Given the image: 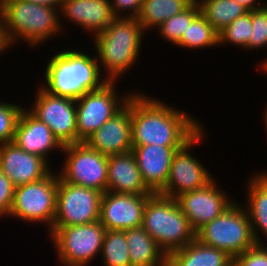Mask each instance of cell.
<instances>
[{"label": "cell", "instance_id": "1", "mask_svg": "<svg viewBox=\"0 0 267 266\" xmlns=\"http://www.w3.org/2000/svg\"><path fill=\"white\" fill-rule=\"evenodd\" d=\"M145 93L135 89L131 95L132 145L185 146L204 128L200 119L175 103Z\"/></svg>", "mask_w": 267, "mask_h": 266}, {"label": "cell", "instance_id": "2", "mask_svg": "<svg viewBox=\"0 0 267 266\" xmlns=\"http://www.w3.org/2000/svg\"><path fill=\"white\" fill-rule=\"evenodd\" d=\"M69 46L51 52L53 54L46 60L43 81L39 86L49 94L77 100L87 92L101 88L109 80L100 70L94 49L91 53L78 46Z\"/></svg>", "mask_w": 267, "mask_h": 266}, {"label": "cell", "instance_id": "3", "mask_svg": "<svg viewBox=\"0 0 267 266\" xmlns=\"http://www.w3.org/2000/svg\"><path fill=\"white\" fill-rule=\"evenodd\" d=\"M1 13L3 36L9 49L22 41L34 51L64 35L58 8L24 0H1Z\"/></svg>", "mask_w": 267, "mask_h": 266}, {"label": "cell", "instance_id": "4", "mask_svg": "<svg viewBox=\"0 0 267 266\" xmlns=\"http://www.w3.org/2000/svg\"><path fill=\"white\" fill-rule=\"evenodd\" d=\"M145 35L136 18H116L91 38L100 70L109 81H122V76L133 70L140 59Z\"/></svg>", "mask_w": 267, "mask_h": 266}, {"label": "cell", "instance_id": "5", "mask_svg": "<svg viewBox=\"0 0 267 266\" xmlns=\"http://www.w3.org/2000/svg\"><path fill=\"white\" fill-rule=\"evenodd\" d=\"M142 227L167 257L196 239V232L177 200L158 193L147 200Z\"/></svg>", "mask_w": 267, "mask_h": 266}, {"label": "cell", "instance_id": "6", "mask_svg": "<svg viewBox=\"0 0 267 266\" xmlns=\"http://www.w3.org/2000/svg\"><path fill=\"white\" fill-rule=\"evenodd\" d=\"M196 239L207 246L226 252L232 258L257 244L248 212L239 200L201 227L196 232Z\"/></svg>", "mask_w": 267, "mask_h": 266}, {"label": "cell", "instance_id": "7", "mask_svg": "<svg viewBox=\"0 0 267 266\" xmlns=\"http://www.w3.org/2000/svg\"><path fill=\"white\" fill-rule=\"evenodd\" d=\"M106 229L98 221L68 227H52L46 233L61 266H90L100 257ZM96 258V259H95Z\"/></svg>", "mask_w": 267, "mask_h": 266}, {"label": "cell", "instance_id": "8", "mask_svg": "<svg viewBox=\"0 0 267 266\" xmlns=\"http://www.w3.org/2000/svg\"><path fill=\"white\" fill-rule=\"evenodd\" d=\"M57 188L58 172L55 169L38 181L15 187L8 217H15L14 219L22 220L25 224L43 223L49 232L56 214Z\"/></svg>", "mask_w": 267, "mask_h": 266}, {"label": "cell", "instance_id": "9", "mask_svg": "<svg viewBox=\"0 0 267 266\" xmlns=\"http://www.w3.org/2000/svg\"><path fill=\"white\" fill-rule=\"evenodd\" d=\"M117 84V81H108L101 88L89 91L75 100L77 143L85 142L107 120L119 112L135 91L132 89L120 94Z\"/></svg>", "mask_w": 267, "mask_h": 266}, {"label": "cell", "instance_id": "10", "mask_svg": "<svg viewBox=\"0 0 267 266\" xmlns=\"http://www.w3.org/2000/svg\"><path fill=\"white\" fill-rule=\"evenodd\" d=\"M64 156L59 177L67 183L107 191L108 156L91 148L86 142L63 146Z\"/></svg>", "mask_w": 267, "mask_h": 266}, {"label": "cell", "instance_id": "11", "mask_svg": "<svg viewBox=\"0 0 267 266\" xmlns=\"http://www.w3.org/2000/svg\"><path fill=\"white\" fill-rule=\"evenodd\" d=\"M208 133L206 128H203L192 140L174 154L168 180L165 187L158 194L176 199L183 193L206 186L215 178L208 170V167L206 168V165L200 162L199 157L196 158L194 153L191 154L195 146H201L202 143L204 144L209 139L207 137Z\"/></svg>", "mask_w": 267, "mask_h": 266}, {"label": "cell", "instance_id": "12", "mask_svg": "<svg viewBox=\"0 0 267 266\" xmlns=\"http://www.w3.org/2000/svg\"><path fill=\"white\" fill-rule=\"evenodd\" d=\"M102 195L98 190L64 182L58 175L56 214L52 227L98 221Z\"/></svg>", "mask_w": 267, "mask_h": 266}, {"label": "cell", "instance_id": "13", "mask_svg": "<svg viewBox=\"0 0 267 266\" xmlns=\"http://www.w3.org/2000/svg\"><path fill=\"white\" fill-rule=\"evenodd\" d=\"M36 87L34 101L27 109L50 128L62 146L77 143L75 100L55 96L38 85Z\"/></svg>", "mask_w": 267, "mask_h": 266}, {"label": "cell", "instance_id": "14", "mask_svg": "<svg viewBox=\"0 0 267 266\" xmlns=\"http://www.w3.org/2000/svg\"><path fill=\"white\" fill-rule=\"evenodd\" d=\"M217 181L215 177L206 186L183 193L176 198L179 207L195 232L221 215L236 201L224 188L219 187Z\"/></svg>", "mask_w": 267, "mask_h": 266}, {"label": "cell", "instance_id": "15", "mask_svg": "<svg viewBox=\"0 0 267 266\" xmlns=\"http://www.w3.org/2000/svg\"><path fill=\"white\" fill-rule=\"evenodd\" d=\"M151 195L106 191L101 198L99 222L106 230L125 231L142 226L145 205Z\"/></svg>", "mask_w": 267, "mask_h": 266}, {"label": "cell", "instance_id": "16", "mask_svg": "<svg viewBox=\"0 0 267 266\" xmlns=\"http://www.w3.org/2000/svg\"><path fill=\"white\" fill-rule=\"evenodd\" d=\"M59 14L63 32L65 24L72 22L71 25L86 30L90 38L104 31L116 19L110 0H63Z\"/></svg>", "mask_w": 267, "mask_h": 266}, {"label": "cell", "instance_id": "17", "mask_svg": "<svg viewBox=\"0 0 267 266\" xmlns=\"http://www.w3.org/2000/svg\"><path fill=\"white\" fill-rule=\"evenodd\" d=\"M52 167L43 157L25 152L14 142L0 145V170L15 187L48 176L53 171Z\"/></svg>", "mask_w": 267, "mask_h": 266}, {"label": "cell", "instance_id": "18", "mask_svg": "<svg viewBox=\"0 0 267 266\" xmlns=\"http://www.w3.org/2000/svg\"><path fill=\"white\" fill-rule=\"evenodd\" d=\"M91 148L104 155H115L132 150L131 96L126 105L107 120L86 141Z\"/></svg>", "mask_w": 267, "mask_h": 266}, {"label": "cell", "instance_id": "19", "mask_svg": "<svg viewBox=\"0 0 267 266\" xmlns=\"http://www.w3.org/2000/svg\"><path fill=\"white\" fill-rule=\"evenodd\" d=\"M143 182L153 193L166 185L174 154L184 146L132 145Z\"/></svg>", "mask_w": 267, "mask_h": 266}, {"label": "cell", "instance_id": "20", "mask_svg": "<svg viewBox=\"0 0 267 266\" xmlns=\"http://www.w3.org/2000/svg\"><path fill=\"white\" fill-rule=\"evenodd\" d=\"M13 142L25 152L41 156L49 163L52 153L63 150L50 128L26 107L20 114Z\"/></svg>", "mask_w": 267, "mask_h": 266}, {"label": "cell", "instance_id": "21", "mask_svg": "<svg viewBox=\"0 0 267 266\" xmlns=\"http://www.w3.org/2000/svg\"><path fill=\"white\" fill-rule=\"evenodd\" d=\"M107 191L125 194H153L143 182L132 151L108 156Z\"/></svg>", "mask_w": 267, "mask_h": 266}, {"label": "cell", "instance_id": "22", "mask_svg": "<svg viewBox=\"0 0 267 266\" xmlns=\"http://www.w3.org/2000/svg\"><path fill=\"white\" fill-rule=\"evenodd\" d=\"M258 170L249 176L245 186L246 200L243 204L248 212L252 233L257 244L267 242V169ZM262 234V235H261ZM263 236V237H262ZM265 236V237H264Z\"/></svg>", "mask_w": 267, "mask_h": 266}, {"label": "cell", "instance_id": "23", "mask_svg": "<svg viewBox=\"0 0 267 266\" xmlns=\"http://www.w3.org/2000/svg\"><path fill=\"white\" fill-rule=\"evenodd\" d=\"M233 258L226 252L207 246L197 239L172 252L167 266H230Z\"/></svg>", "mask_w": 267, "mask_h": 266}, {"label": "cell", "instance_id": "24", "mask_svg": "<svg viewBox=\"0 0 267 266\" xmlns=\"http://www.w3.org/2000/svg\"><path fill=\"white\" fill-rule=\"evenodd\" d=\"M131 266H167V255L142 226L125 230Z\"/></svg>", "mask_w": 267, "mask_h": 266}, {"label": "cell", "instance_id": "25", "mask_svg": "<svg viewBox=\"0 0 267 266\" xmlns=\"http://www.w3.org/2000/svg\"><path fill=\"white\" fill-rule=\"evenodd\" d=\"M195 0H143L137 16L145 33L153 32L172 16L183 12Z\"/></svg>", "mask_w": 267, "mask_h": 266}, {"label": "cell", "instance_id": "26", "mask_svg": "<svg viewBox=\"0 0 267 266\" xmlns=\"http://www.w3.org/2000/svg\"><path fill=\"white\" fill-rule=\"evenodd\" d=\"M197 2L201 14L218 33L236 18L249 12L236 0H197Z\"/></svg>", "mask_w": 267, "mask_h": 266}, {"label": "cell", "instance_id": "27", "mask_svg": "<svg viewBox=\"0 0 267 266\" xmlns=\"http://www.w3.org/2000/svg\"><path fill=\"white\" fill-rule=\"evenodd\" d=\"M219 33L200 13L188 26L176 47L197 50L219 47Z\"/></svg>", "mask_w": 267, "mask_h": 266}, {"label": "cell", "instance_id": "28", "mask_svg": "<svg viewBox=\"0 0 267 266\" xmlns=\"http://www.w3.org/2000/svg\"><path fill=\"white\" fill-rule=\"evenodd\" d=\"M100 257L104 266H131L125 231L106 230Z\"/></svg>", "mask_w": 267, "mask_h": 266}, {"label": "cell", "instance_id": "29", "mask_svg": "<svg viewBox=\"0 0 267 266\" xmlns=\"http://www.w3.org/2000/svg\"><path fill=\"white\" fill-rule=\"evenodd\" d=\"M200 13L199 3L195 0L187 9L163 22L156 29L157 31L153 32H157L156 34H159L167 43L170 42L175 46L181 40L190 23Z\"/></svg>", "mask_w": 267, "mask_h": 266}, {"label": "cell", "instance_id": "30", "mask_svg": "<svg viewBox=\"0 0 267 266\" xmlns=\"http://www.w3.org/2000/svg\"><path fill=\"white\" fill-rule=\"evenodd\" d=\"M252 32L251 11L236 18L219 32V46L232 44L248 51V42Z\"/></svg>", "mask_w": 267, "mask_h": 266}, {"label": "cell", "instance_id": "31", "mask_svg": "<svg viewBox=\"0 0 267 266\" xmlns=\"http://www.w3.org/2000/svg\"><path fill=\"white\" fill-rule=\"evenodd\" d=\"M25 106L0 100V145L13 142L16 126Z\"/></svg>", "mask_w": 267, "mask_h": 266}, {"label": "cell", "instance_id": "32", "mask_svg": "<svg viewBox=\"0 0 267 266\" xmlns=\"http://www.w3.org/2000/svg\"><path fill=\"white\" fill-rule=\"evenodd\" d=\"M252 32L248 51L267 50V4L251 11Z\"/></svg>", "mask_w": 267, "mask_h": 266}, {"label": "cell", "instance_id": "33", "mask_svg": "<svg viewBox=\"0 0 267 266\" xmlns=\"http://www.w3.org/2000/svg\"><path fill=\"white\" fill-rule=\"evenodd\" d=\"M234 266H267V244H256L233 258Z\"/></svg>", "mask_w": 267, "mask_h": 266}, {"label": "cell", "instance_id": "34", "mask_svg": "<svg viewBox=\"0 0 267 266\" xmlns=\"http://www.w3.org/2000/svg\"><path fill=\"white\" fill-rule=\"evenodd\" d=\"M15 186L0 170V218H6L11 211L14 200Z\"/></svg>", "mask_w": 267, "mask_h": 266}, {"label": "cell", "instance_id": "35", "mask_svg": "<svg viewBox=\"0 0 267 266\" xmlns=\"http://www.w3.org/2000/svg\"><path fill=\"white\" fill-rule=\"evenodd\" d=\"M143 0H110L116 18H137Z\"/></svg>", "mask_w": 267, "mask_h": 266}, {"label": "cell", "instance_id": "36", "mask_svg": "<svg viewBox=\"0 0 267 266\" xmlns=\"http://www.w3.org/2000/svg\"><path fill=\"white\" fill-rule=\"evenodd\" d=\"M238 3L247 8L248 11L256 10L264 7L267 2L265 0H236ZM265 1V2H264Z\"/></svg>", "mask_w": 267, "mask_h": 266}, {"label": "cell", "instance_id": "37", "mask_svg": "<svg viewBox=\"0 0 267 266\" xmlns=\"http://www.w3.org/2000/svg\"><path fill=\"white\" fill-rule=\"evenodd\" d=\"M24 1H29L32 3H37V4H43V5H48L54 8L60 9L61 4L63 3V0H24Z\"/></svg>", "mask_w": 267, "mask_h": 266}, {"label": "cell", "instance_id": "38", "mask_svg": "<svg viewBox=\"0 0 267 266\" xmlns=\"http://www.w3.org/2000/svg\"><path fill=\"white\" fill-rule=\"evenodd\" d=\"M10 49L4 39L3 36V25H2V15H0V55L3 56L6 51L8 52Z\"/></svg>", "mask_w": 267, "mask_h": 266}, {"label": "cell", "instance_id": "39", "mask_svg": "<svg viewBox=\"0 0 267 266\" xmlns=\"http://www.w3.org/2000/svg\"><path fill=\"white\" fill-rule=\"evenodd\" d=\"M257 65H258V67H257L258 70L256 72L262 70L261 72H263V73H265L267 75V58H265L264 60H261V62L257 63Z\"/></svg>", "mask_w": 267, "mask_h": 266}, {"label": "cell", "instance_id": "40", "mask_svg": "<svg viewBox=\"0 0 267 266\" xmlns=\"http://www.w3.org/2000/svg\"><path fill=\"white\" fill-rule=\"evenodd\" d=\"M266 105H267V103H266ZM265 111H263V118H262V120H263V122H264V126H265V130L267 131V106H266V108L264 109ZM267 134V133H266Z\"/></svg>", "mask_w": 267, "mask_h": 266}, {"label": "cell", "instance_id": "41", "mask_svg": "<svg viewBox=\"0 0 267 266\" xmlns=\"http://www.w3.org/2000/svg\"><path fill=\"white\" fill-rule=\"evenodd\" d=\"M0 15H2V13H1V0H0Z\"/></svg>", "mask_w": 267, "mask_h": 266}]
</instances>
